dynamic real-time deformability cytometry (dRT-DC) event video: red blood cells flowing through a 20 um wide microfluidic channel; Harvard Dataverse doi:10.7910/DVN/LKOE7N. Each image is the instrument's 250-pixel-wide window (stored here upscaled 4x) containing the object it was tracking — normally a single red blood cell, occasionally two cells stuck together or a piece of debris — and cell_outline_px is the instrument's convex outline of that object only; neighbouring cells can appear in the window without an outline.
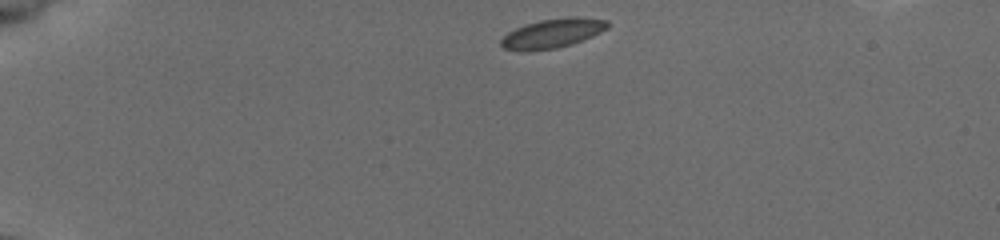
{"species": "common noctule bat (a hibernating species)", "species_latin": "Nyctalus noctula", "temperature_condition": "cold", "stored_images_in_passage": 42, "camera_frame_rate_fps": 3000, "um_per_image_px": 0.085, "animal": {"sex": "female", "body_mass_g": 19.5, "forearm_length_mm": 54.1}, "frame": {"image": 1, "passage_image": 1, "time_ms": 0.0, "image_size_px": [1000, 240], "cell_outline_px": [[608, 28], [592, 36], [572, 44], [556, 48], [520, 52], [504, 48], [500, 44], [500, 40], [508, 32], [524, 24], [540, 20], [564, 16], [580, 16], [608, 20]], "centroid_in_image_um": [46.96, 2.82], "position_along_channel_um": 38.0, "area_um2": 18.44}}
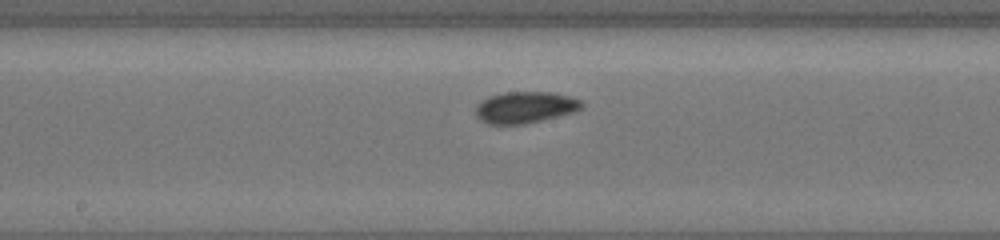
{"frame": {"image": 2, "passage_image": 19, "time_ms": 6.0, "image_size_px": [1000, 240], "cell_outline_px": [[584, 104], [580, 108], [572, 112], [524, 124], [488, 124], [480, 120], [476, 116], [476, 104], [480, 100], [488, 96], [504, 92], [556, 92], [580, 100]], "centroid_in_image_um": [44.57, 9.11], "position_along_channel_um": 203.6, "area_um2": 19.42}}
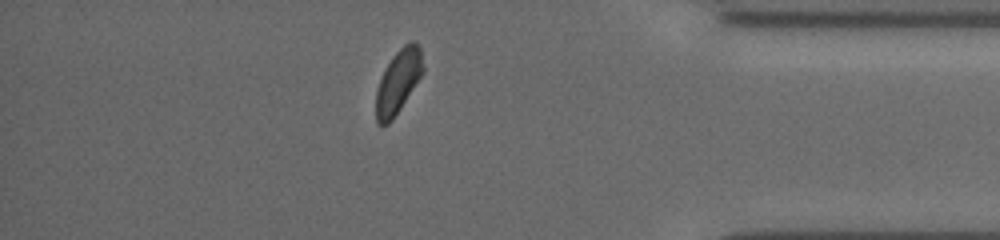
{"frame": {"image": 3, "passage_image": 36, "time_ms": 11.667, "image_size_px": [1000, 240], "cell_outline_px": [[424, 72], [392, 120], [388, 124], [376, 124], [376, 92], [380, 80], [392, 56], [404, 44], [412, 40], [416, 40], [420, 48], [424, 68]], "centroid_in_image_um": [33.87, 6.91], "position_along_channel_um": 401.3, "area_um2": 17.22}, "authors_computed_cell_mechanics": {"area_um2": 18.3804, "velocity_mm_per_s": 3.8819, "shape_relaxation_time_tau1_ms": 3.8445, "shape_relaxation_time_tau2_ms": null, "deformation_change_tau1": 0.0749, "deformation_change_tau2": null}}